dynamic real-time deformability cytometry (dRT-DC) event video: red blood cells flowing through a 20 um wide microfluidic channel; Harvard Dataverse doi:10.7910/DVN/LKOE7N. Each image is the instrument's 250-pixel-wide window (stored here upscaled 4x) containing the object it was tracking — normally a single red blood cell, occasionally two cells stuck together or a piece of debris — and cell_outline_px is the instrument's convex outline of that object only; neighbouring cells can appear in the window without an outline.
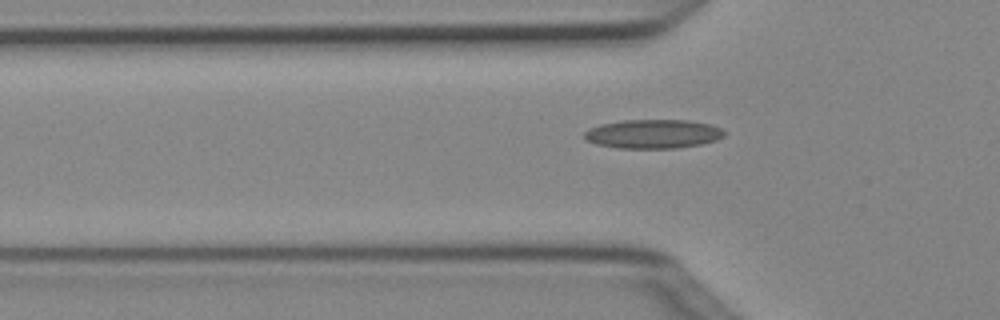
{"species": "Egyptian fruit bat (a non-hibernating species)", "species_latin": "Rousettus aegyptiacus", "temperature_condition": "cold", "stored_images_in_passage": 4, "camera_frame_rate_fps": 3000, "um_per_image_px": 0.085, "animal": {"sex": "female"}, "frame": {"image": 1, "passage_image": 4, "time_ms": 1.0, "image_size_px": [1000, 320], "cell_outline_px": [[724, 136], [716, 140], [700, 144], [676, 148], [620, 148], [596, 144], [584, 140], [584, 132], [588, 128], [600, 124], [624, 120], [688, 120], [712, 124], [720, 128], [724, 132]], "centroid_in_image_um": [55.48, 11.38], "position_along_channel_um": 70.3, "area_um2": 23.7}}